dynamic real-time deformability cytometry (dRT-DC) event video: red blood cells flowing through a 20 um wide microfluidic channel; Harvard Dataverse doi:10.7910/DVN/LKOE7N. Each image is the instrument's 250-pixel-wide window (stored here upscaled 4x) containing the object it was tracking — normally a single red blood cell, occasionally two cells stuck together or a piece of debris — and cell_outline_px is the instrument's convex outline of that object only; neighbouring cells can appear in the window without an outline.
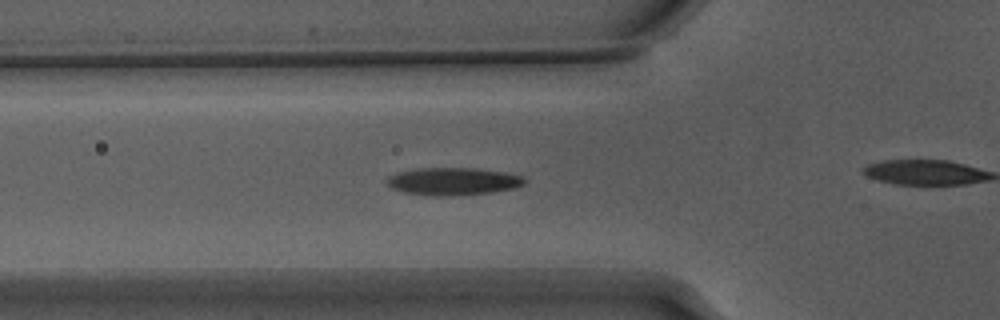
{"species": "Egyptian fruit bat (a non-hibernating species)", "species_latin": "Rousettus aegyptiacus", "temperature_condition": "warm", "stored_images_in_passage": 31, "camera_frame_rate_fps": 3000, "um_per_image_px": 0.085, "animal": {"sex": "male"}, "frame": {"image": 1, "passage_image": 2, "time_ms": 0.333, "image_size_px": [1000, 320], "cell_outline_px": [[528, 180], [524, 184], [512, 188], [492, 192], [440, 196], [428, 196], [404, 192], [392, 188], [384, 180], [388, 176], [400, 172], [416, 168], [472, 168], [504, 172], [520, 176]], "centroid_in_image_um": [38.47, 15.41], "position_along_channel_um": 87.3, "area_um2": 21.91}}
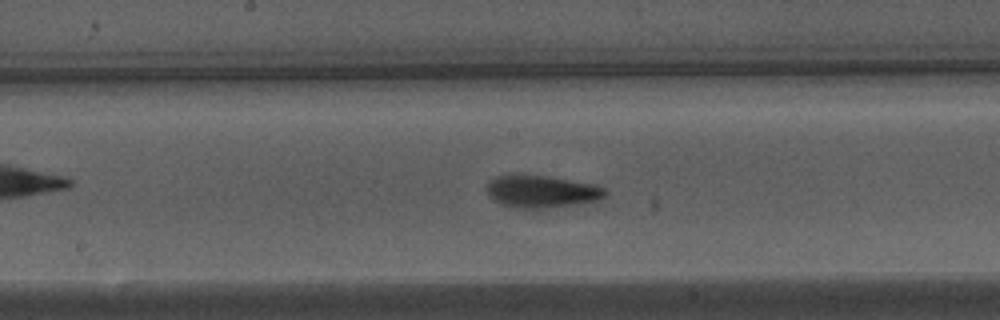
{"frame": {"image": 2, "passage_image": 11, "time_ms": 3.333, "image_size_px": [1000, 320], "cell_outline_px": [[608, 192], [600, 200], [580, 204], [544, 208], [516, 208], [504, 204], [496, 200], [488, 192], [488, 184], [496, 176], [548, 176], [592, 184], [604, 188]], "centroid_in_image_um": [46.13, 16.3], "position_along_channel_um": 202.1, "area_um2": 21.68}}
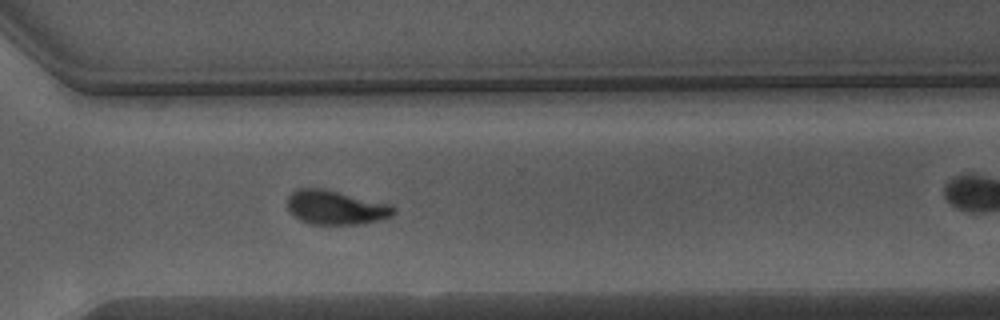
{"frame": {"image": 3, "passage_image": 22, "time_ms": 7.0, "image_size_px": [1000, 320], "cell_outline_px": [[396, 212], [392, 216], [380, 220], [356, 224], [308, 224], [292, 216], [288, 208], [288, 196], [292, 192], [300, 188], [324, 188], [388, 204], [396, 208]], "centroid_in_image_um": [28.51, 17.64], "position_along_channel_um": 342.1, "area_um2": 21.1}}